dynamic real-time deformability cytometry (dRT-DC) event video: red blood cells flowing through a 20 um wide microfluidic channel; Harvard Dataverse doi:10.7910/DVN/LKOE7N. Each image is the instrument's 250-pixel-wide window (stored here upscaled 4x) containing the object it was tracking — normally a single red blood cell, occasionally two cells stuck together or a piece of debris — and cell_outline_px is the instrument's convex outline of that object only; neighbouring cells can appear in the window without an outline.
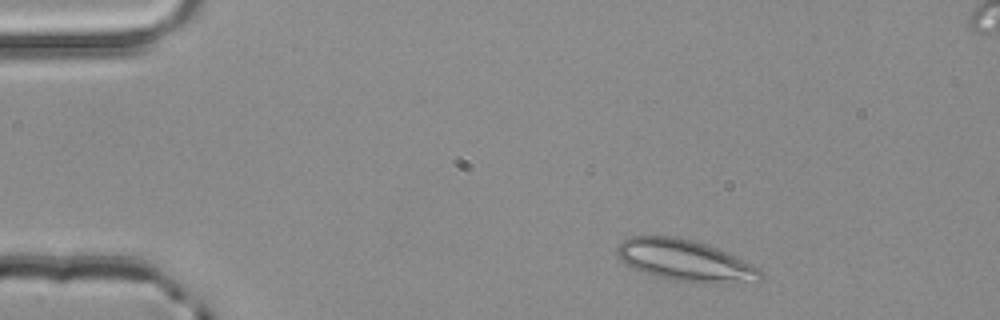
{"species": "common noctule bat (a hibernating species)", "species_latin": "Nyctalus noctula", "temperature_condition": "room temperature", "stored_images_in_passage": 3, "camera_frame_rate_fps": 3000, "um_per_image_px": 0.085, "animal": {"sex": "male", "body_mass_g": 20.4}, "frame": {"image": 1, "passage_image": 1, "time_ms": 0.0, "image_size_px": [1000, 320], "cell_outline_px": [[764, 276], [760, 280], [724, 284], [704, 284], [672, 280], [640, 272], [624, 264], [616, 256], [616, 248], [624, 240], [632, 236], [676, 236], [708, 244], [752, 264], [760, 268], [764, 272]], "centroid_in_image_um": [58.24, 22.16], "position_along_channel_um": 26.8, "area_um2": 35.14}}